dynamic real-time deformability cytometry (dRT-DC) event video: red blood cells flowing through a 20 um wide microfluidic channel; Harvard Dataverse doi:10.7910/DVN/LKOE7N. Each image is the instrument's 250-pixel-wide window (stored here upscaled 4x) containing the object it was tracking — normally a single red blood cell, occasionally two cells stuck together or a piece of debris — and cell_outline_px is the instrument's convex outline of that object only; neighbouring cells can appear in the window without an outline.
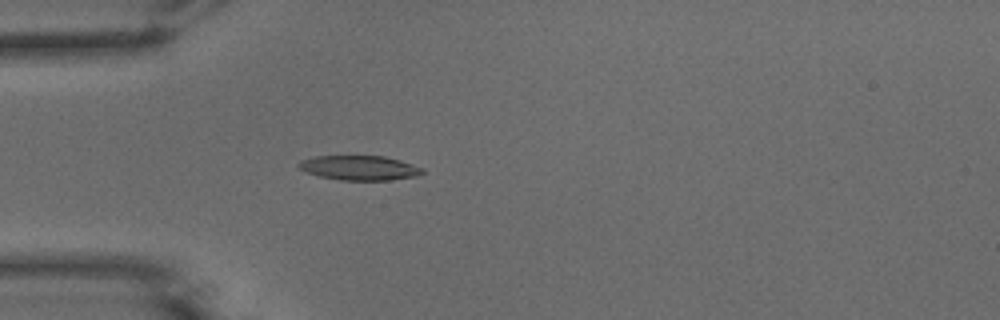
{"species": "common noctule bat (a hibernating species)", "species_latin": "Nyctalus noctula", "temperature_condition": "warm", "stored_images_in_passage": 38, "camera_frame_rate_fps": 3000, "um_per_image_px": 0.085, "animal": {"sex": "male", "body_mass_g": 15.6}, "frame": {"image": 1, "passage_image": 1, "time_ms": 0.0, "image_size_px": [1000, 320], "cell_outline_px": [[424, 172], [416, 176], [388, 180], [340, 180], [320, 176], [304, 172], [296, 168], [296, 164], [300, 160], [316, 156], [384, 156], [400, 160], [424, 168]], "centroid_in_image_um": [30.5, 14.26], "position_along_channel_um": 54.5, "area_um2": 17.86}}
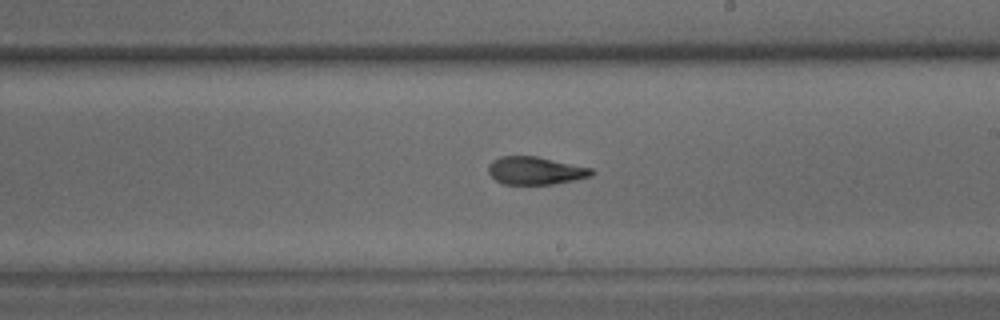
{"frame": {"image": 2, "passage_image": 16, "time_ms": 5.0, "image_size_px": [1000, 320], "cell_outline_px": [[592, 176], [552, 184], [504, 184], [496, 180], [488, 172], [488, 164], [492, 160], [500, 156], [536, 156], [592, 168]], "centroid_in_image_um": [45.47, 14.49], "position_along_channel_um": 243.5, "area_um2": 16.59}}
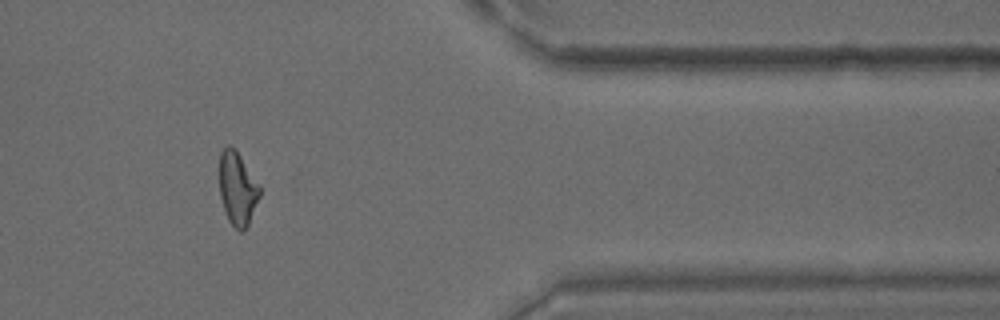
{"frame": {"image": 3, "passage_image": 29, "time_ms": 9.333, "image_size_px": [1000, 320], "cell_outline_px": [[260, 196], [248, 224], [244, 232], [240, 232], [228, 220], [220, 196], [220, 152], [228, 144], [236, 148], [260, 184]], "centroid_in_image_um": [20.2, 15.99], "position_along_channel_um": 391.2, "area_um2": 17.34}, "authors_computed_cell_mechanics": {"area_um2": 17.3978, "velocity_mm_per_s": 3.9069, "shape_relaxation_time_tau1_ms": 4.5877, "shape_relaxation_time_tau2_ms": 6.4941, "deformation_change_tau1": 0.1827, "deformation_change_tau2": 0.1084}}